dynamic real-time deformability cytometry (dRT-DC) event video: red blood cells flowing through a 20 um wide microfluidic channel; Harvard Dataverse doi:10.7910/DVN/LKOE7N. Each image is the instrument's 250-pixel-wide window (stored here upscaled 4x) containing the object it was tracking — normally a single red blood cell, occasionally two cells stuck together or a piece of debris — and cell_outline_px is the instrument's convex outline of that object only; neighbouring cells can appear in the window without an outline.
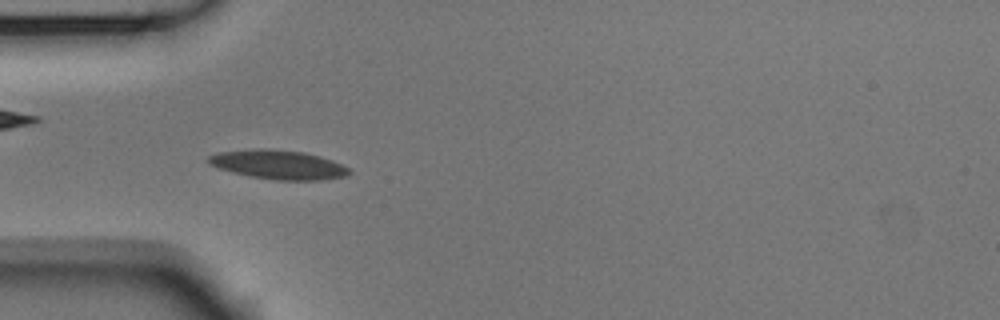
{"species": "Egyptian fruit bat (a non-hibernating species)", "species_latin": "Rousettus aegyptiacus", "temperature_condition": "room temperature", "stored_images_in_passage": 49, "camera_frame_rate_fps": 3000, "um_per_image_px": 0.085, "animal": {"sex": "male"}, "frame": {"image": 1, "passage_image": 11, "time_ms": 3.333, "image_size_px": [1000, 320], "cell_outline_px": [[352, 172], [348, 176], [320, 180], [276, 180], [252, 176], [232, 172], [216, 168], [208, 164], [204, 160], [208, 156], [216, 152], [252, 148], [268, 148], [304, 152], [320, 156], [332, 160], [348, 168]], "centroid_in_image_um": [23.6, 13.98], "position_along_channel_um": 61.4, "area_um2": 24.22}}
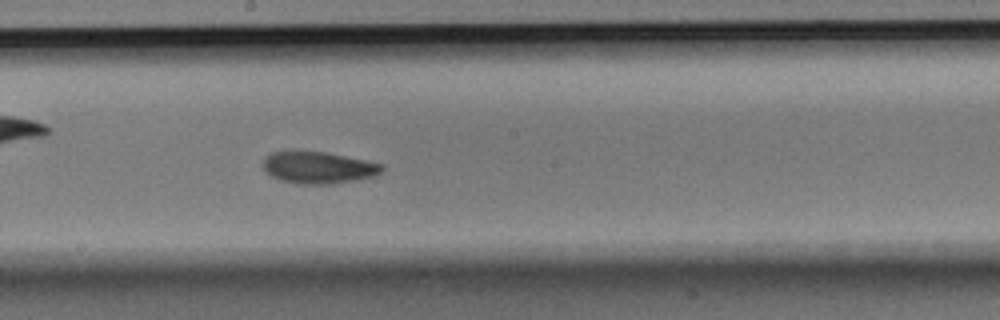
{"frame": {"image": 2, "passage_image": 24, "time_ms": 7.667, "image_size_px": [1000, 320], "cell_outline_px": [[384, 168], [380, 172], [372, 176], [356, 180], [332, 184], [296, 184], [280, 180], [272, 176], [264, 168], [264, 156], [272, 152], [324, 152], [384, 164]], "centroid_in_image_um": [27.06, 14.26], "position_along_channel_um": 221.1, "area_um2": 21.73}}
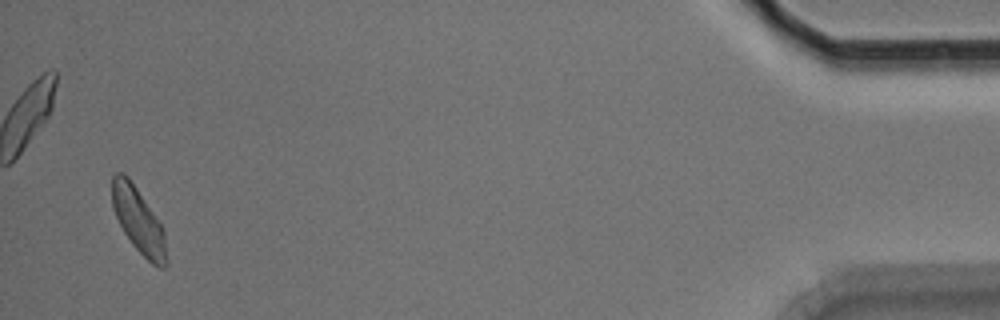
{"frame": {"image": 3, "passage_image": 47, "time_ms": 15.333, "image_size_px": [1000, 320], "cell_outline_px": [[168, 264], [164, 268], [160, 268], [152, 264], [132, 244], [124, 232], [112, 208], [112, 176], [116, 172], [120, 172], [128, 176], [160, 224], [164, 232], [168, 260]], "centroid_in_image_um": [11.77, 18.77], "position_along_channel_um": 423.4, "area_um2": 20.35}, "authors_computed_cell_mechanics": {"area_um2": 21.386, "velocity_mm_per_s": 3.7164, "shape_relaxation_time_tau1_ms": 4.9182, "shape_relaxation_time_tau2_ms": 3.6095, "deformation_change_tau1": 0.1211, "deformation_change_tau2": 0.0994}}